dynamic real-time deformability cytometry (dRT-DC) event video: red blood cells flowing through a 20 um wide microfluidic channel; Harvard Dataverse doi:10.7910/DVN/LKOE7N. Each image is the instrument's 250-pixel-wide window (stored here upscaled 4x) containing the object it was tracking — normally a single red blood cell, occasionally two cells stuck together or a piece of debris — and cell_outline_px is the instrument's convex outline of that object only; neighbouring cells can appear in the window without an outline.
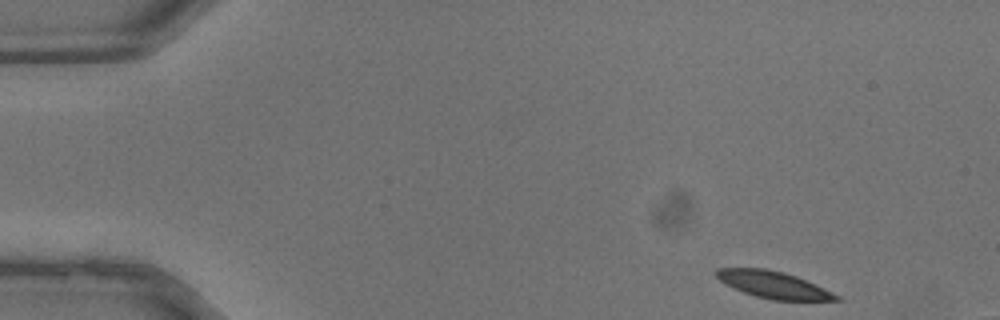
{"species": "common noctule bat (a hibernating species)", "species_latin": "Nyctalus noctula", "temperature_condition": "warm", "stored_images_in_passage": 36, "camera_frame_rate_fps": 3000, "um_per_image_px": 0.085, "animal": {"sex": "male", "body_mass_g": 13.3}, "frame": {"image": 1, "passage_image": 1, "time_ms": 0.0, "image_size_px": [1000, 320], "cell_outline_px": [[844, 300], [772, 300], [756, 296], [744, 292], [724, 284], [712, 272], [716, 268], [764, 268], [784, 272], [796, 276], [832, 292], [840, 296]], "centroid_in_image_um": [65.7, 24.19], "position_along_channel_um": 19.3, "area_um2": 18.73}}
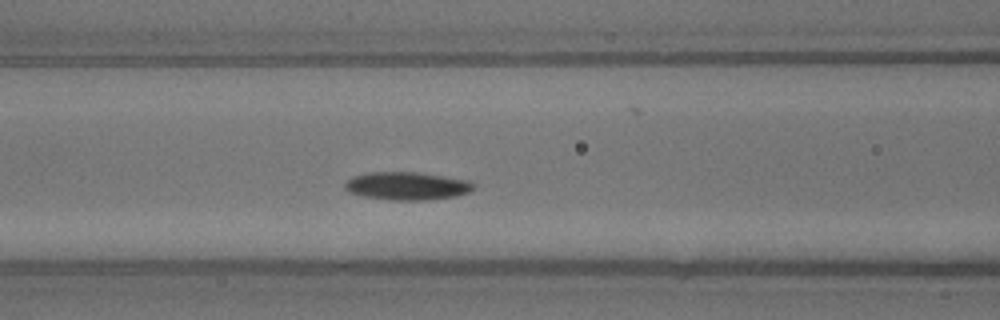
{"frame": {"image": 2, "passage_image": 13, "time_ms": 4.0, "image_size_px": [1000, 320], "cell_outline_px": [[476, 184], [468, 192], [456, 196], [424, 200], [392, 200], [364, 196], [348, 192], [344, 188], [344, 184], [352, 176], [368, 172], [416, 172], [468, 180]], "centroid_in_image_um": [34.56, 15.8], "position_along_channel_um": 132.0, "area_um2": 20.87}}
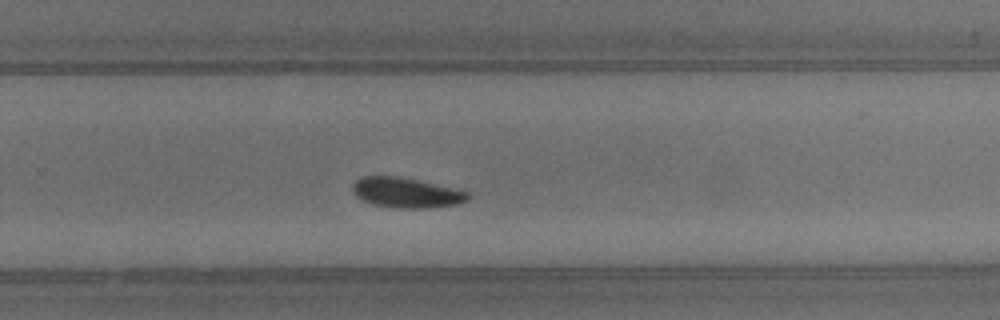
{"frame": {"image": 3, "passage_image": 22, "time_ms": 7.0, "image_size_px": [1000, 320], "cell_outline_px": [[472, 192], [468, 200], [456, 204], [428, 208], [396, 208], [372, 204], [356, 196], [352, 192], [352, 184], [356, 180], [364, 176], [396, 176], [416, 180]], "centroid_in_image_um": [34.53, 16.38], "position_along_channel_um": 295.3, "area_um2": 20.17}}